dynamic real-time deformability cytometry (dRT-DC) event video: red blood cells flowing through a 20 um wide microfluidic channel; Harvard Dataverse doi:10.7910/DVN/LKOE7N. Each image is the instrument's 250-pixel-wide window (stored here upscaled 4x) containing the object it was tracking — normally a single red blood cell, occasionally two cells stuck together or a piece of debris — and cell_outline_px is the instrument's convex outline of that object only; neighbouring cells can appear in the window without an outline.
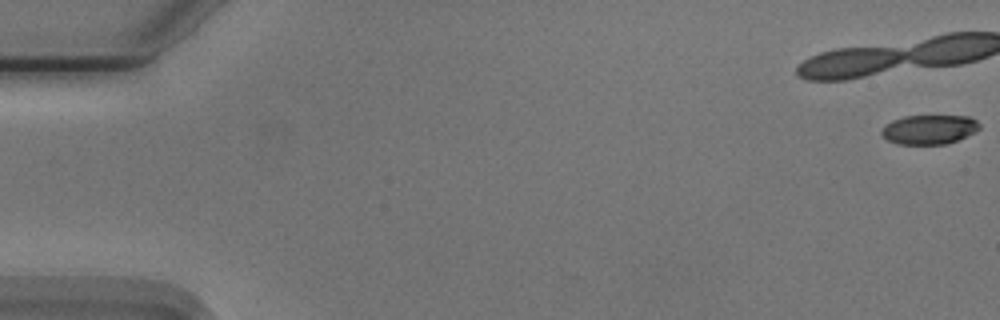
{"species": "Egyptian fruit bat (a non-hibernating species)", "species_latin": "Rousettus aegyptiacus", "temperature_condition": "cold", "stored_images_in_passage": 18, "camera_frame_rate_fps": 3000, "um_per_image_px": 0.085, "animal": {"sex": "male"}, "frame": {"image": 1, "passage_image": 1, "time_ms": 0.0, "image_size_px": [1000, 320], "cell_outline_px": [[980, 128], [948, 144], [896, 144], [888, 140], [880, 132], [892, 120], [904, 116], [968, 116], [976, 120], [980, 124]], "centroid_in_image_um": [78.97, 11.0], "position_along_channel_um": 6.0, "area_um2": 16.47}}